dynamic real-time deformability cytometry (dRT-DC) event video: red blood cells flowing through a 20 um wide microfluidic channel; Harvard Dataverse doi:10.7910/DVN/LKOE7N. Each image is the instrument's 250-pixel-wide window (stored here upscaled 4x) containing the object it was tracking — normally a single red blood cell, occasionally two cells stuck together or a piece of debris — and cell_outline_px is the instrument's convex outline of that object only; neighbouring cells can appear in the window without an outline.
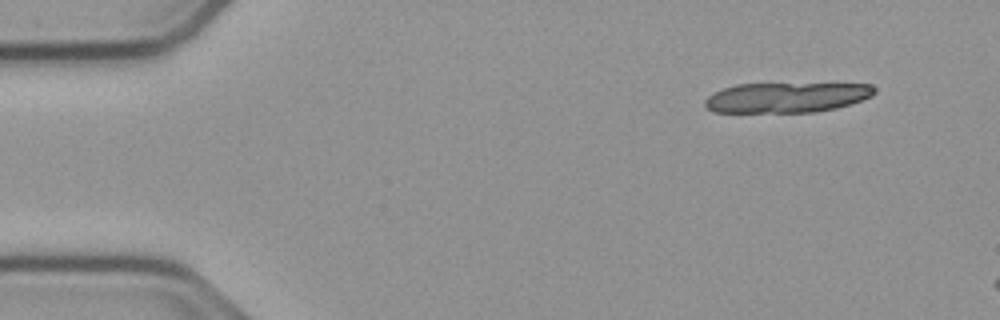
{"species": "common noctule bat (a hibernating species)", "species_latin": "Nyctalus noctula", "temperature_condition": "cold", "stored_images_in_passage": 14, "camera_frame_rate_fps": 3000, "um_per_image_px": 0.085, "animal": {"sex": "male", "body_mass_g": 23.1, "forearm_length_mm": 52.7}, "frame": {"image": 1, "passage_image": 1, "time_ms": 0.0, "image_size_px": [1000, 320], "cell_outline_px": [[876, 92], [872, 96], [836, 108], [816, 112], [716, 112], [708, 108], [704, 104], [704, 100], [708, 96], [724, 88], [736, 84], [872, 84], [876, 88]], "centroid_in_image_um": [66.87, 8.28], "position_along_channel_um": 18.1, "area_um2": 29.54}}